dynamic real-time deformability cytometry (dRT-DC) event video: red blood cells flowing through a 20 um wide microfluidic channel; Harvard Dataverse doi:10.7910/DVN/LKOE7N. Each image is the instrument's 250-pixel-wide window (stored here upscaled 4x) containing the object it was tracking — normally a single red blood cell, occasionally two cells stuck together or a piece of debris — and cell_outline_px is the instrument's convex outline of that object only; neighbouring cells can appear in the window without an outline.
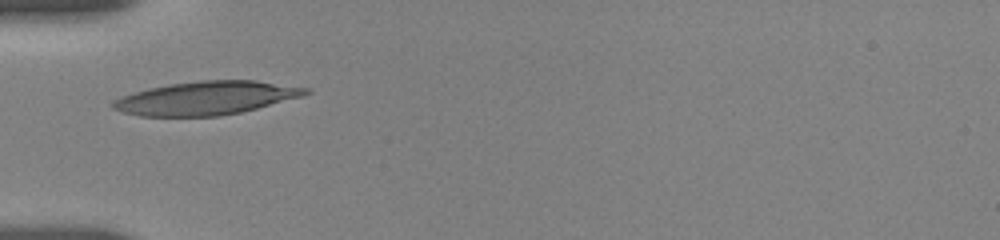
{"species": "human", "species_latin": "Homo sapiens", "temperature_condition": "room temperature", "stored_images_in_passage": 2, "camera_frame_rate_fps": 3000, "um_per_image_px": 0.085, "donor": {"sex": "female"}, "frame": {"image": 1, "passage_image": 1, "time_ms": 0.0, "image_size_px": [1000, 240], "cell_outline_px": [[312, 92], [300, 96], [256, 108], [240, 112], [220, 116], [140, 116], [124, 112], [112, 108], [108, 104], [112, 100], [120, 96], [148, 88], [172, 84], [200, 80], [256, 80], [308, 88]], "centroid_in_image_um": [17.46, 8.33], "position_along_channel_um": 67.5, "area_um2": 37.34}}